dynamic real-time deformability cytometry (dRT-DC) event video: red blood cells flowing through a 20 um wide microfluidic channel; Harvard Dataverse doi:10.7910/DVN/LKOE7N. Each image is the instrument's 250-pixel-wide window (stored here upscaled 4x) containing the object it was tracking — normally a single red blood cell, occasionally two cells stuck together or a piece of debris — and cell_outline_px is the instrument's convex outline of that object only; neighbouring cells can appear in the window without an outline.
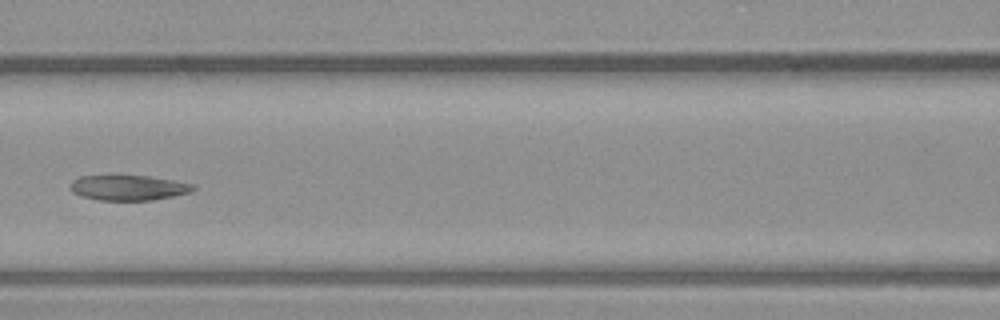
{"species": "common noctule bat (a hibernating species)", "species_latin": "Nyctalus noctula", "temperature_condition": "warm", "stored_images_in_passage": 4, "camera_frame_rate_fps": 3000, "um_per_image_px": 0.085, "animal": {"sex": "male", "body_mass_g": 23.1, "forearm_length_mm": 52.7}, "frame": {"image": 1, "passage_image": 4, "time_ms": 1.0, "image_size_px": [1000, 320], "cell_outline_px": [[196, 188], [192, 192], [152, 200], [96, 200], [80, 196], [72, 192], [68, 188], [72, 180], [80, 176], [148, 176], [196, 184]], "centroid_in_image_um": [10.9, 15.96], "position_along_channel_um": 155.7, "area_um2": 18.15}}